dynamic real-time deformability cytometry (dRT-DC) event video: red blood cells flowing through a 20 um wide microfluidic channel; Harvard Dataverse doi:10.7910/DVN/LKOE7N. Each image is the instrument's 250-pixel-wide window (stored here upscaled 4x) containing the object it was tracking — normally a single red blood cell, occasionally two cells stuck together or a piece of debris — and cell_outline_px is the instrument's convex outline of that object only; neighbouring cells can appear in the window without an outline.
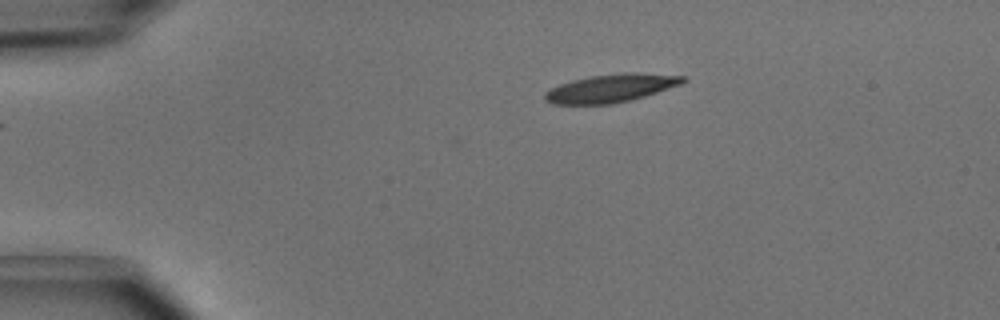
{"species": "common noctule bat (a hibernating species)", "species_latin": "Nyctalus noctula", "temperature_condition": "cold", "stored_images_in_passage": 39, "camera_frame_rate_fps": 3000, "um_per_image_px": 0.085, "animal": {"sex": "male", "body_mass_g": 15.6}, "frame": {"image": 1, "passage_image": 1, "time_ms": 0.0, "image_size_px": [1000, 320], "cell_outline_px": [[688, 80], [680, 84], [644, 96], [612, 104], [552, 104], [544, 100], [544, 92], [548, 88], [572, 80], [588, 76], [624, 72], [636, 72], [684, 76]], "centroid_in_image_um": [51.87, 7.49], "position_along_channel_um": 33.1, "area_um2": 22.66}}
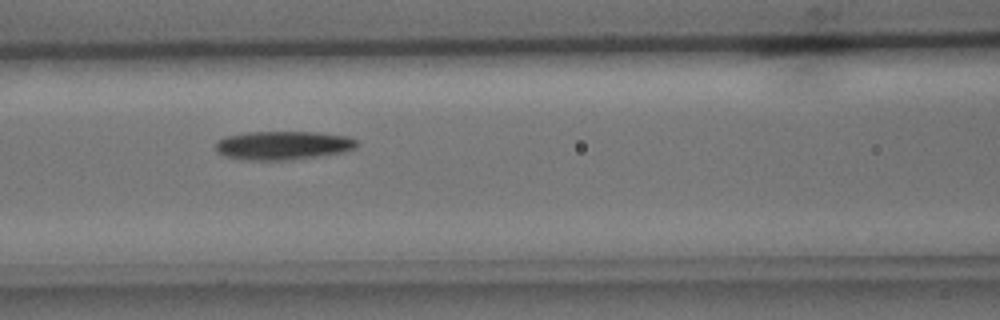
{"frame": {"image": 2, "passage_image": 13, "time_ms": 4.0, "image_size_px": [1000, 320], "cell_outline_px": [[360, 144], [356, 148], [344, 152], [288, 160], [244, 160], [224, 156], [216, 152], [216, 140], [224, 136], [248, 132], [312, 132], [348, 136], [356, 140]], "centroid_in_image_um": [24.03, 12.36], "position_along_channel_um": 142.6, "area_um2": 23.76}}
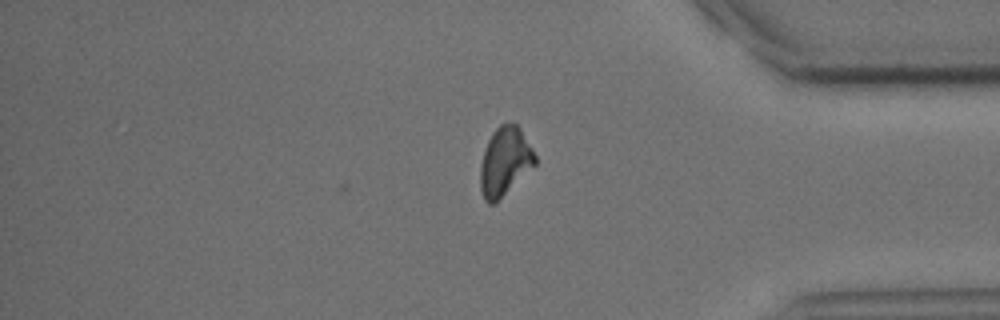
{"frame": {"image": 3, "passage_image": 33, "time_ms": 10.667, "image_size_px": [1000, 320], "cell_outline_px": [[536, 164], [496, 204], [488, 204], [484, 200], [480, 188], [480, 164], [488, 140], [492, 132], [500, 124], [516, 124], [520, 128], [532, 148], [536, 156]], "centroid_in_image_um": [42.9, 13.77], "position_along_channel_um": 392.3, "area_um2": 21.96}, "authors_computed_cell_mechanics": {"area_um2": 22.5998, "velocity_mm_per_s": 4.0175, "shape_relaxation_time_tau1_ms": 3.7482, "shape_relaxation_time_tau2_ms": null, "deformation_change_tau1": 0.1352, "deformation_change_tau2": null}}